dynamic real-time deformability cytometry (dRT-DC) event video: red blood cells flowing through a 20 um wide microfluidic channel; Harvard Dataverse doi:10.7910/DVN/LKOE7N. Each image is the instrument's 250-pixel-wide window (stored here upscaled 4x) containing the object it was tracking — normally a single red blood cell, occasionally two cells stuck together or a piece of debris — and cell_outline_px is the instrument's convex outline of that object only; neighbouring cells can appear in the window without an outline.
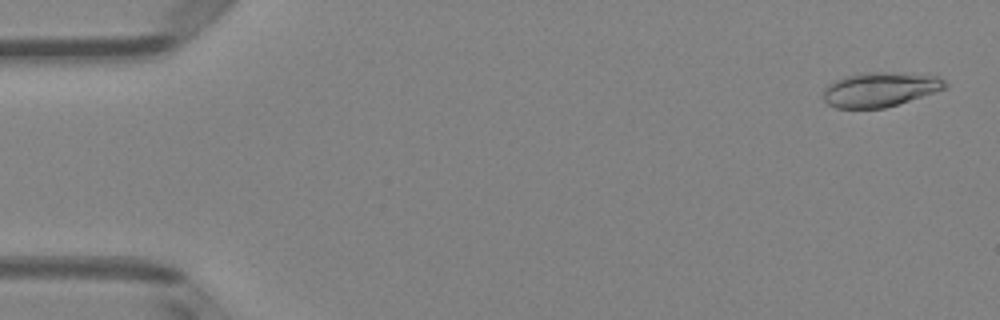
{"species": "Egyptian fruit bat (a non-hibernating species)", "species_latin": "Rousettus aegyptiacus", "temperature_condition": "room temperature", "stored_images_in_passage": 50, "camera_frame_rate_fps": 3000, "um_per_image_px": 0.085, "animal": {"sex": "female"}, "frame": {"image": 1, "passage_image": 2, "time_ms": 0.333, "image_size_px": [1000, 320], "cell_outline_px": [[948, 88], [884, 108], [836, 108], [828, 104], [824, 100], [824, 88], [828, 84], [836, 80], [860, 72], [928, 72], [940, 76], [948, 84]], "centroid_in_image_um": [74.9, 7.56], "position_along_channel_um": 10.1, "area_um2": 25.03}}
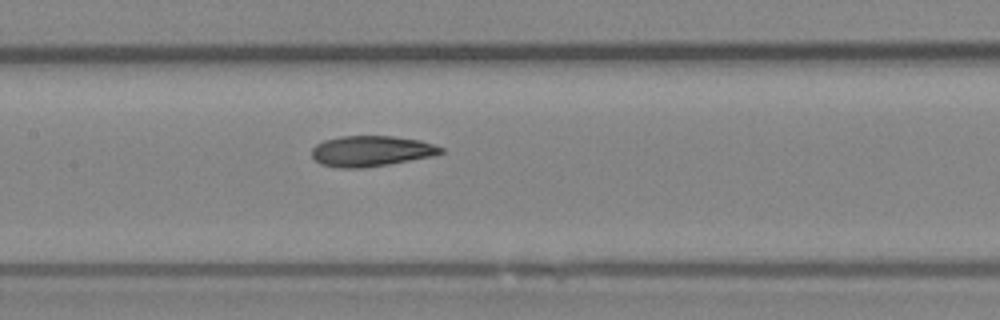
{"frame": {"image": 2, "passage_image": 24, "time_ms": 7.667, "image_size_px": [1000, 320], "cell_outline_px": [[444, 152], [432, 156], [388, 164], [364, 168], [340, 168], [320, 164], [312, 156], [312, 148], [316, 144], [324, 140], [340, 136], [392, 136], [420, 140], [444, 148]], "centroid_in_image_um": [31.53, 12.84], "position_along_channel_um": 175.9, "area_um2": 23.0}}
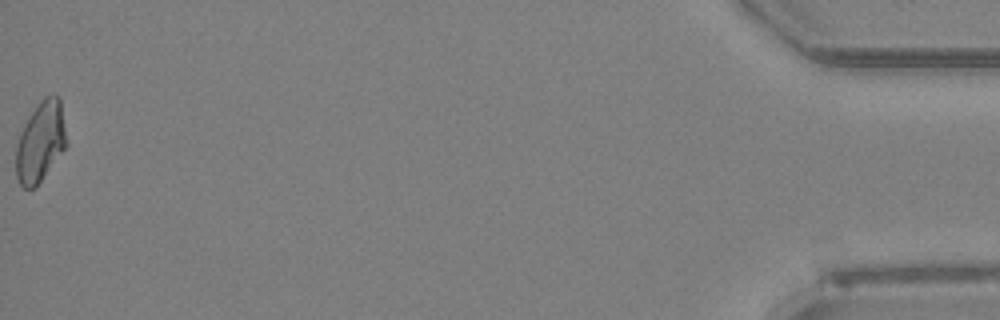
{"frame": {"image": 3, "passage_image": 50, "time_ms": 16.333, "image_size_px": [1000, 320], "cell_outline_px": [[68, 144], [36, 188], [24, 188], [20, 184], [16, 176], [16, 144], [20, 132], [24, 124], [40, 100], [44, 96], [52, 92], [60, 96]], "centroid_in_image_um": [3.46, 12.02], "position_along_channel_um": 431.7, "area_um2": 23.99}, "authors_computed_cell_mechanics": {"area_um2": 23.2645, "velocity_mm_per_s": 4.0928, "shape_relaxation_time_tau1_ms": 5.4734, "shape_relaxation_time_tau2_ms": 4.2316, "deformation_change_tau1": 0.1599, "deformation_change_tau2": 0.0904}}